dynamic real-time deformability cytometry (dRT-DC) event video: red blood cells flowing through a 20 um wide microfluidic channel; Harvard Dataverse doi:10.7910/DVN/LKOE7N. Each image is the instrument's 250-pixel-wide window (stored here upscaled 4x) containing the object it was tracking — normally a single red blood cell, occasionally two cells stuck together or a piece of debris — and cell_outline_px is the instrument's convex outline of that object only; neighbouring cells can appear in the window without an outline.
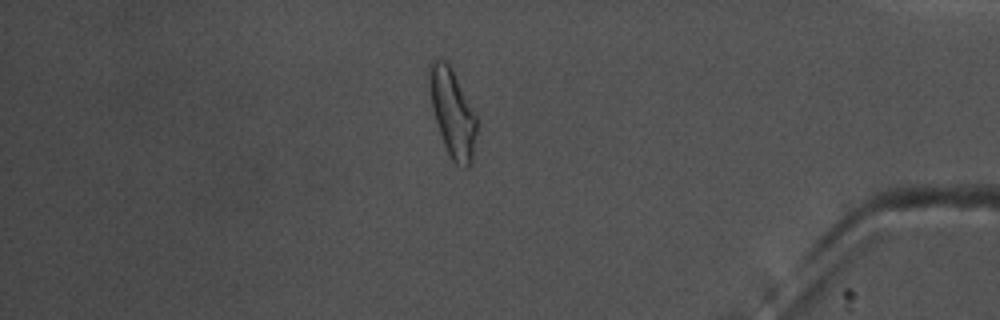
{"species": "common noctule bat (a hibernating species)", "species_latin": "Nyctalus noctula", "temperature_condition": "warm", "stored_images_in_passage": 54, "camera_frame_rate_fps": 3000, "um_per_image_px": 0.085, "animal": {"sex": "male", "body_mass_g": 17.5, "forearm_length_mm": 52.3}, "frame": {"image": 1, "passage_image": 46, "time_ms": 15.0, "image_size_px": [1000, 320], "cell_outline_px": [[476, 132], [472, 160], [468, 168], [464, 168], [456, 164], [452, 160], [444, 144], [432, 108], [428, 80], [428, 64], [432, 60], [444, 60], [448, 64], [476, 116]], "centroid_in_image_um": [38.44, 9.62], "position_along_channel_um": 396.8, "area_um2": 23.52}, "authors_computed_cell_mechanics": {"area_um2": 21.6461, "velocity_mm_per_s": 3.6524, "shape_relaxation_time_tau1_ms": null, "shape_relaxation_time_tau2_ms": 2.8331, "deformation_change_tau1": null, "deformation_change_tau2": 0.1018}}